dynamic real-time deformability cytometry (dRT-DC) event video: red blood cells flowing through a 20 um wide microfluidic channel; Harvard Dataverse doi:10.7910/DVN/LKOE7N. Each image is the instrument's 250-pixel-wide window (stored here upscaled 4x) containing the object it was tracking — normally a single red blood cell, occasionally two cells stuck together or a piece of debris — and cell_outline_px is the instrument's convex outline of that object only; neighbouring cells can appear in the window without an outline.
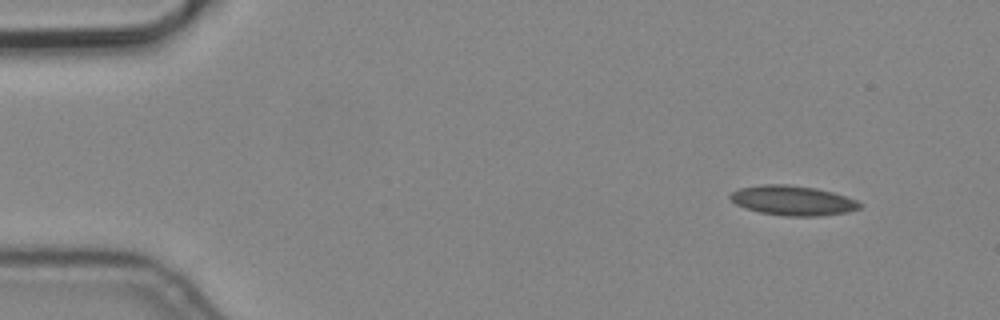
{"species": "common noctule bat (a hibernating species)", "species_latin": "Nyctalus noctula", "temperature_condition": "cold", "stored_images_in_passage": 2, "camera_frame_rate_fps": 3000, "um_per_image_px": 0.085, "animal": {"sex": "male", "body_mass_g": 19.2, "forearm_length_mm": 51.8}, "frame": {"image": 1, "passage_image": 1, "time_ms": 0.0, "image_size_px": [1000, 320], "cell_outline_px": [[864, 204], [860, 208], [848, 212], [820, 216], [784, 216], [760, 212], [744, 208], [736, 204], [728, 196], [732, 192], [740, 188], [764, 184], [784, 184], [816, 188], [832, 192], [856, 200]], "centroid_in_image_um": [67.39, 17.05], "position_along_channel_um": 17.6, "area_um2": 22.43}}